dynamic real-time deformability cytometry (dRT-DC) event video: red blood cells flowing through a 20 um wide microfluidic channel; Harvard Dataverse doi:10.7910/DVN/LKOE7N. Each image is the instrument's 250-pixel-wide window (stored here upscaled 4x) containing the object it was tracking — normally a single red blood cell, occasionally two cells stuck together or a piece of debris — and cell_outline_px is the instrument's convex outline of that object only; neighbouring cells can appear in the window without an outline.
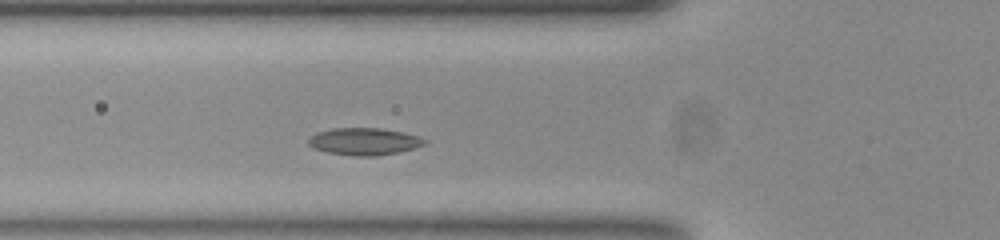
{"species": "common noctule bat (a hibernating species)", "species_latin": "Nyctalus noctula", "temperature_condition": "room temperature", "stored_images_in_passage": 29, "camera_frame_rate_fps": 3000, "um_per_image_px": 0.085, "animal": {"sex": "female", "body_mass_g": 23.0, "forearm_length_mm": 53.4}, "frame": {"image": 1, "passage_image": 6, "time_ms": 1.667, "image_size_px": [1000, 240], "cell_outline_px": [[428, 140], [424, 144], [400, 152], [376, 156], [356, 156], [328, 152], [312, 148], [308, 144], [308, 140], [316, 132], [332, 128], [380, 128], [400, 132], [416, 136]], "centroid_in_image_um": [30.91, 12.03], "position_along_channel_um": 94.9, "area_um2": 18.21}}
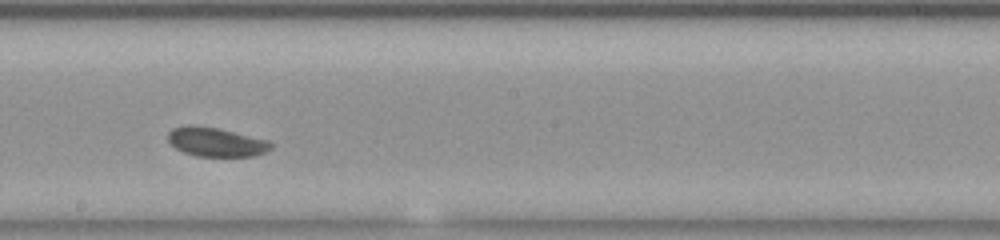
{"frame": {"image": 2, "passage_image": 17, "time_ms": 5.333, "image_size_px": [1000, 240], "cell_outline_px": [[272, 148], [256, 156], [196, 156], [184, 152], [176, 148], [168, 140], [168, 132], [172, 128], [188, 124], [192, 124], [216, 128], [268, 140], [272, 144]], "centroid_in_image_um": [18.34, 12.06], "position_along_channel_um": 229.9, "area_um2": 17.34}}
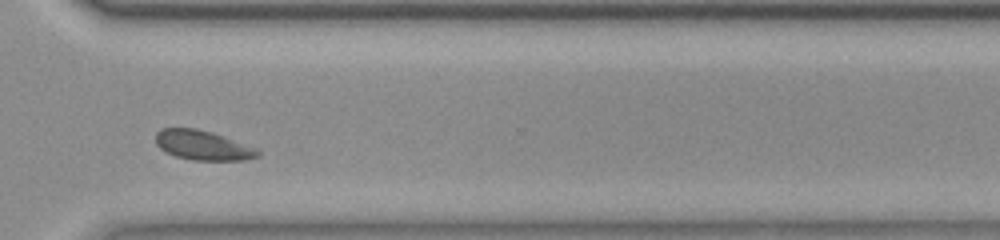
{"frame": {"image": 3, "passage_image": 27, "time_ms": 8.667, "image_size_px": [1000, 240], "cell_outline_px": [[260, 156], [244, 160], [192, 160], [176, 156], [160, 148], [156, 144], [156, 132], [160, 128], [196, 128], [212, 132], [256, 148], [260, 152]], "centroid_in_image_um": [17.23, 12.34], "position_along_channel_um": 353.4, "area_um2": 17.51}, "authors_computed_cell_mechanics": {"area_um2": 17.4556, "velocity_mm_per_s": 3.6872, "shape_relaxation_time_tau1_ms": null, "shape_relaxation_time_tau2_ms": 2.1628, "deformation_change_tau1": null, "deformation_change_tau2": 0.0571}}